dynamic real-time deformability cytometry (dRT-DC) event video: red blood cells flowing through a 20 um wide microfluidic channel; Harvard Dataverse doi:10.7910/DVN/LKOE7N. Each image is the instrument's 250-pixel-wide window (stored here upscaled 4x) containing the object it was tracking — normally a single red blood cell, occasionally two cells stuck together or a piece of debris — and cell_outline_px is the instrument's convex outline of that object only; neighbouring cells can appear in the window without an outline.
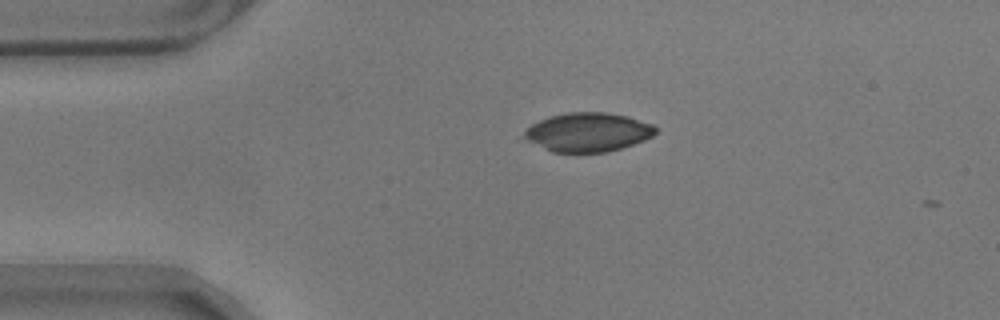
{"species": "common noctule bat (a hibernating species)", "species_latin": "Nyctalus noctula", "temperature_condition": "warm", "stored_images_in_passage": 3, "camera_frame_rate_fps": 3000, "um_per_image_px": 0.085, "animal": {"sex": "male", "body_mass_g": 17.9}, "frame": {"image": 1, "passage_image": 1, "time_ms": 0.0, "image_size_px": [1000, 320], "cell_outline_px": [[656, 132], [652, 136], [644, 140], [608, 152], [552, 152], [528, 140], [524, 136], [524, 132], [532, 124], [540, 120], [552, 116], [568, 112], [608, 112], [628, 116], [652, 124], [656, 128]], "centroid_in_image_um": [50.0, 11.23], "position_along_channel_um": 35.0, "area_um2": 29.48}}